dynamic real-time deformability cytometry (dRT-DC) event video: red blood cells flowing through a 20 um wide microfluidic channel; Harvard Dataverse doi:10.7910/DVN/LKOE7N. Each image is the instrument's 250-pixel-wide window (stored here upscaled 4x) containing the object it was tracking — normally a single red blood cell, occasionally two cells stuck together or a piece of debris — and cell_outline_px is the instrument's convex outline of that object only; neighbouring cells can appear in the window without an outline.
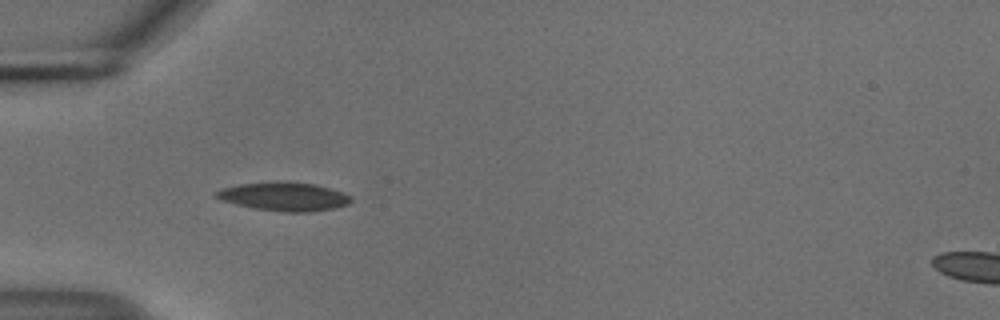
{"species": "common noctule bat (a hibernating species)", "species_latin": "Nyctalus noctula", "temperature_condition": "cold", "stored_images_in_passage": 42, "camera_frame_rate_fps": 3000, "um_per_image_px": 0.085, "animal": {"sex": "male", "body_mass_g": 18.8}, "frame": {"image": 1, "passage_image": 7, "time_ms": 2.0, "image_size_px": [1000, 320], "cell_outline_px": [[352, 200], [348, 204], [336, 208], [308, 212], [284, 212], [256, 208], [236, 204], [220, 200], [212, 196], [216, 192], [224, 188], [240, 184], [316, 184], [352, 196]], "centroid_in_image_um": [24.17, 16.75], "position_along_channel_um": 60.8, "area_um2": 21.44}}
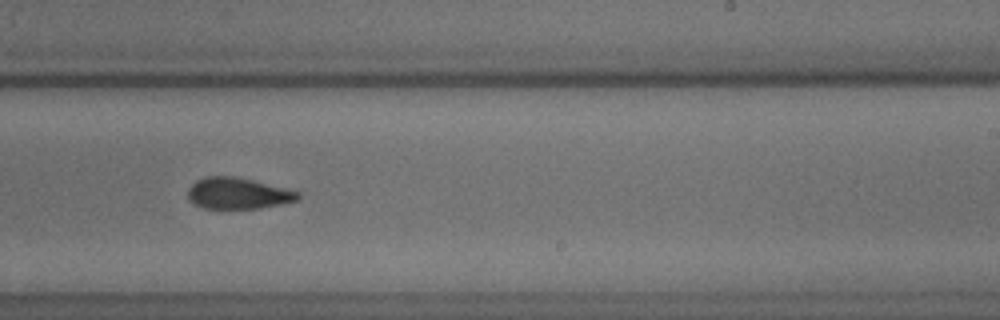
{"frame": {"image": 2, "passage_image": 24, "time_ms": 7.667, "image_size_px": [1000, 320], "cell_outline_px": [[300, 196], [296, 200], [284, 204], [256, 208], [204, 208], [188, 200], [188, 188], [196, 180], [204, 176], [236, 176], [300, 192]], "centroid_in_image_um": [20.2, 16.42], "position_along_channel_um": 268.8, "area_um2": 19.94}, "authors_computed_cell_mechanics": {"area_um2": 20.8658, "velocity_mm_per_s": 3.737, "shape_relaxation_time_tau1_ms": 3.566, "shape_relaxation_time_tau2_ms": 3.6714, "deformation_change_tau1": 0.133, "deformation_change_tau2": 0.0893}}